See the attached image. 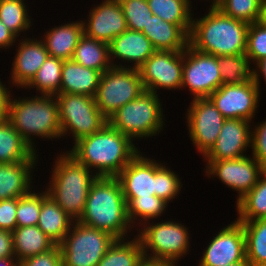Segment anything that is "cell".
<instances>
[{
  "mask_svg": "<svg viewBox=\"0 0 266 266\" xmlns=\"http://www.w3.org/2000/svg\"><path fill=\"white\" fill-rule=\"evenodd\" d=\"M74 220L47 194L42 192V206L37 226L59 245L70 231Z\"/></svg>",
  "mask_w": 266,
  "mask_h": 266,
  "instance_id": "obj_26",
  "label": "cell"
},
{
  "mask_svg": "<svg viewBox=\"0 0 266 266\" xmlns=\"http://www.w3.org/2000/svg\"><path fill=\"white\" fill-rule=\"evenodd\" d=\"M221 85L217 56L198 51L189 44L183 51L181 88L189 87L197 99L208 98Z\"/></svg>",
  "mask_w": 266,
  "mask_h": 266,
  "instance_id": "obj_11",
  "label": "cell"
},
{
  "mask_svg": "<svg viewBox=\"0 0 266 266\" xmlns=\"http://www.w3.org/2000/svg\"><path fill=\"white\" fill-rule=\"evenodd\" d=\"M128 207V218L130 224L134 223L135 219L141 217L143 222L141 225L146 224L149 219L160 217L166 211L167 202L163 199L153 195L146 198H125Z\"/></svg>",
  "mask_w": 266,
  "mask_h": 266,
  "instance_id": "obj_37",
  "label": "cell"
},
{
  "mask_svg": "<svg viewBox=\"0 0 266 266\" xmlns=\"http://www.w3.org/2000/svg\"><path fill=\"white\" fill-rule=\"evenodd\" d=\"M227 266H251V264L245 259L237 263L228 264Z\"/></svg>",
  "mask_w": 266,
  "mask_h": 266,
  "instance_id": "obj_53",
  "label": "cell"
},
{
  "mask_svg": "<svg viewBox=\"0 0 266 266\" xmlns=\"http://www.w3.org/2000/svg\"><path fill=\"white\" fill-rule=\"evenodd\" d=\"M20 99L10 100L7 120L34 151L36 150L31 138L33 136L51 140L61 138L59 105L55 96L42 95Z\"/></svg>",
  "mask_w": 266,
  "mask_h": 266,
  "instance_id": "obj_5",
  "label": "cell"
},
{
  "mask_svg": "<svg viewBox=\"0 0 266 266\" xmlns=\"http://www.w3.org/2000/svg\"><path fill=\"white\" fill-rule=\"evenodd\" d=\"M236 207L239 213L237 221L266 219V170L257 184L237 202Z\"/></svg>",
  "mask_w": 266,
  "mask_h": 266,
  "instance_id": "obj_33",
  "label": "cell"
},
{
  "mask_svg": "<svg viewBox=\"0 0 266 266\" xmlns=\"http://www.w3.org/2000/svg\"><path fill=\"white\" fill-rule=\"evenodd\" d=\"M258 23L266 28V0H262Z\"/></svg>",
  "mask_w": 266,
  "mask_h": 266,
  "instance_id": "obj_51",
  "label": "cell"
},
{
  "mask_svg": "<svg viewBox=\"0 0 266 266\" xmlns=\"http://www.w3.org/2000/svg\"><path fill=\"white\" fill-rule=\"evenodd\" d=\"M147 3L154 15L191 33L193 17L190 0H147Z\"/></svg>",
  "mask_w": 266,
  "mask_h": 266,
  "instance_id": "obj_31",
  "label": "cell"
},
{
  "mask_svg": "<svg viewBox=\"0 0 266 266\" xmlns=\"http://www.w3.org/2000/svg\"><path fill=\"white\" fill-rule=\"evenodd\" d=\"M133 141L107 123L101 130L80 138L71 154L98 177H116L140 152Z\"/></svg>",
  "mask_w": 266,
  "mask_h": 266,
  "instance_id": "obj_1",
  "label": "cell"
},
{
  "mask_svg": "<svg viewBox=\"0 0 266 266\" xmlns=\"http://www.w3.org/2000/svg\"><path fill=\"white\" fill-rule=\"evenodd\" d=\"M246 259V237L237 220L222 228L209 242L199 266H227Z\"/></svg>",
  "mask_w": 266,
  "mask_h": 266,
  "instance_id": "obj_16",
  "label": "cell"
},
{
  "mask_svg": "<svg viewBox=\"0 0 266 266\" xmlns=\"http://www.w3.org/2000/svg\"><path fill=\"white\" fill-rule=\"evenodd\" d=\"M19 266H62V255L59 245H55L47 252L19 261Z\"/></svg>",
  "mask_w": 266,
  "mask_h": 266,
  "instance_id": "obj_44",
  "label": "cell"
},
{
  "mask_svg": "<svg viewBox=\"0 0 266 266\" xmlns=\"http://www.w3.org/2000/svg\"><path fill=\"white\" fill-rule=\"evenodd\" d=\"M47 194L73 220L82 215L91 184L98 178L68 152L57 157ZM93 174V175H91Z\"/></svg>",
  "mask_w": 266,
  "mask_h": 266,
  "instance_id": "obj_4",
  "label": "cell"
},
{
  "mask_svg": "<svg viewBox=\"0 0 266 266\" xmlns=\"http://www.w3.org/2000/svg\"><path fill=\"white\" fill-rule=\"evenodd\" d=\"M84 35L83 21L65 23L52 28L44 35L43 43L50 56L71 60L75 48Z\"/></svg>",
  "mask_w": 266,
  "mask_h": 266,
  "instance_id": "obj_25",
  "label": "cell"
},
{
  "mask_svg": "<svg viewBox=\"0 0 266 266\" xmlns=\"http://www.w3.org/2000/svg\"><path fill=\"white\" fill-rule=\"evenodd\" d=\"M122 6L127 27L133 31H142L153 13L147 0H119Z\"/></svg>",
  "mask_w": 266,
  "mask_h": 266,
  "instance_id": "obj_40",
  "label": "cell"
},
{
  "mask_svg": "<svg viewBox=\"0 0 266 266\" xmlns=\"http://www.w3.org/2000/svg\"><path fill=\"white\" fill-rule=\"evenodd\" d=\"M55 97L59 105L61 136L68 135L70 131L74 143L101 130L108 123L98 109L95 97L72 93H60Z\"/></svg>",
  "mask_w": 266,
  "mask_h": 266,
  "instance_id": "obj_9",
  "label": "cell"
},
{
  "mask_svg": "<svg viewBox=\"0 0 266 266\" xmlns=\"http://www.w3.org/2000/svg\"><path fill=\"white\" fill-rule=\"evenodd\" d=\"M42 206V193L30 191L27 195L17 198V227L35 226L38 224Z\"/></svg>",
  "mask_w": 266,
  "mask_h": 266,
  "instance_id": "obj_39",
  "label": "cell"
},
{
  "mask_svg": "<svg viewBox=\"0 0 266 266\" xmlns=\"http://www.w3.org/2000/svg\"><path fill=\"white\" fill-rule=\"evenodd\" d=\"M17 198L0 200V229L13 231L16 221Z\"/></svg>",
  "mask_w": 266,
  "mask_h": 266,
  "instance_id": "obj_45",
  "label": "cell"
},
{
  "mask_svg": "<svg viewBox=\"0 0 266 266\" xmlns=\"http://www.w3.org/2000/svg\"><path fill=\"white\" fill-rule=\"evenodd\" d=\"M72 60L83 67L103 73L112 67L109 57V43L90 38L84 34L75 48Z\"/></svg>",
  "mask_w": 266,
  "mask_h": 266,
  "instance_id": "obj_29",
  "label": "cell"
},
{
  "mask_svg": "<svg viewBox=\"0 0 266 266\" xmlns=\"http://www.w3.org/2000/svg\"><path fill=\"white\" fill-rule=\"evenodd\" d=\"M218 66L223 84H240L254 79V70L250 69L252 61L243 55L217 56Z\"/></svg>",
  "mask_w": 266,
  "mask_h": 266,
  "instance_id": "obj_35",
  "label": "cell"
},
{
  "mask_svg": "<svg viewBox=\"0 0 266 266\" xmlns=\"http://www.w3.org/2000/svg\"><path fill=\"white\" fill-rule=\"evenodd\" d=\"M0 266H19L16 257L0 258Z\"/></svg>",
  "mask_w": 266,
  "mask_h": 266,
  "instance_id": "obj_52",
  "label": "cell"
},
{
  "mask_svg": "<svg viewBox=\"0 0 266 266\" xmlns=\"http://www.w3.org/2000/svg\"><path fill=\"white\" fill-rule=\"evenodd\" d=\"M141 32L155 50L184 51L189 45L190 34L182 26L168 23L154 14Z\"/></svg>",
  "mask_w": 266,
  "mask_h": 266,
  "instance_id": "obj_22",
  "label": "cell"
},
{
  "mask_svg": "<svg viewBox=\"0 0 266 266\" xmlns=\"http://www.w3.org/2000/svg\"><path fill=\"white\" fill-rule=\"evenodd\" d=\"M151 41L141 32L127 29L109 43V57L112 67L114 58L130 63L132 68L139 69L144 62L155 52ZM114 57V58H113Z\"/></svg>",
  "mask_w": 266,
  "mask_h": 266,
  "instance_id": "obj_21",
  "label": "cell"
},
{
  "mask_svg": "<svg viewBox=\"0 0 266 266\" xmlns=\"http://www.w3.org/2000/svg\"><path fill=\"white\" fill-rule=\"evenodd\" d=\"M144 224L138 234L144 258L177 263L189 250L188 229L181 223L163 221L152 225ZM149 249L152 253L148 254ZM153 254V255H152Z\"/></svg>",
  "mask_w": 266,
  "mask_h": 266,
  "instance_id": "obj_10",
  "label": "cell"
},
{
  "mask_svg": "<svg viewBox=\"0 0 266 266\" xmlns=\"http://www.w3.org/2000/svg\"><path fill=\"white\" fill-rule=\"evenodd\" d=\"M36 153L8 120L0 121V163L36 162Z\"/></svg>",
  "mask_w": 266,
  "mask_h": 266,
  "instance_id": "obj_27",
  "label": "cell"
},
{
  "mask_svg": "<svg viewBox=\"0 0 266 266\" xmlns=\"http://www.w3.org/2000/svg\"><path fill=\"white\" fill-rule=\"evenodd\" d=\"M0 20L16 37L31 27L27 7L19 0H0Z\"/></svg>",
  "mask_w": 266,
  "mask_h": 266,
  "instance_id": "obj_36",
  "label": "cell"
},
{
  "mask_svg": "<svg viewBox=\"0 0 266 266\" xmlns=\"http://www.w3.org/2000/svg\"><path fill=\"white\" fill-rule=\"evenodd\" d=\"M16 36L0 20V48H8L14 45Z\"/></svg>",
  "mask_w": 266,
  "mask_h": 266,
  "instance_id": "obj_48",
  "label": "cell"
},
{
  "mask_svg": "<svg viewBox=\"0 0 266 266\" xmlns=\"http://www.w3.org/2000/svg\"><path fill=\"white\" fill-rule=\"evenodd\" d=\"M125 198L156 196V161L140 152L116 176Z\"/></svg>",
  "mask_w": 266,
  "mask_h": 266,
  "instance_id": "obj_19",
  "label": "cell"
},
{
  "mask_svg": "<svg viewBox=\"0 0 266 266\" xmlns=\"http://www.w3.org/2000/svg\"><path fill=\"white\" fill-rule=\"evenodd\" d=\"M256 66L258 67V69H254V82L256 83L257 87L259 88V77L261 75H259V72L262 73V76L264 77V80L266 82V57L262 58L261 60L256 62ZM259 70V71H258Z\"/></svg>",
  "mask_w": 266,
  "mask_h": 266,
  "instance_id": "obj_49",
  "label": "cell"
},
{
  "mask_svg": "<svg viewBox=\"0 0 266 266\" xmlns=\"http://www.w3.org/2000/svg\"><path fill=\"white\" fill-rule=\"evenodd\" d=\"M206 174L217 176L228 187L238 191L237 202L258 182L265 169L247 156L228 160H207Z\"/></svg>",
  "mask_w": 266,
  "mask_h": 266,
  "instance_id": "obj_15",
  "label": "cell"
},
{
  "mask_svg": "<svg viewBox=\"0 0 266 266\" xmlns=\"http://www.w3.org/2000/svg\"><path fill=\"white\" fill-rule=\"evenodd\" d=\"M259 88L254 80L240 84H223L208 98L226 119L252 121L259 106Z\"/></svg>",
  "mask_w": 266,
  "mask_h": 266,
  "instance_id": "obj_12",
  "label": "cell"
},
{
  "mask_svg": "<svg viewBox=\"0 0 266 266\" xmlns=\"http://www.w3.org/2000/svg\"><path fill=\"white\" fill-rule=\"evenodd\" d=\"M145 91L139 69L116 65L103 72L95 95L100 112L109 119Z\"/></svg>",
  "mask_w": 266,
  "mask_h": 266,
  "instance_id": "obj_7",
  "label": "cell"
},
{
  "mask_svg": "<svg viewBox=\"0 0 266 266\" xmlns=\"http://www.w3.org/2000/svg\"><path fill=\"white\" fill-rule=\"evenodd\" d=\"M186 114L190 140L204 156L215 144L226 118L209 98H193Z\"/></svg>",
  "mask_w": 266,
  "mask_h": 266,
  "instance_id": "obj_13",
  "label": "cell"
},
{
  "mask_svg": "<svg viewBox=\"0 0 266 266\" xmlns=\"http://www.w3.org/2000/svg\"><path fill=\"white\" fill-rule=\"evenodd\" d=\"M139 266H177V263L162 260H152L144 258Z\"/></svg>",
  "mask_w": 266,
  "mask_h": 266,
  "instance_id": "obj_50",
  "label": "cell"
},
{
  "mask_svg": "<svg viewBox=\"0 0 266 266\" xmlns=\"http://www.w3.org/2000/svg\"><path fill=\"white\" fill-rule=\"evenodd\" d=\"M146 91L157 94L158 88L180 89L183 51L156 50L139 68Z\"/></svg>",
  "mask_w": 266,
  "mask_h": 266,
  "instance_id": "obj_14",
  "label": "cell"
},
{
  "mask_svg": "<svg viewBox=\"0 0 266 266\" xmlns=\"http://www.w3.org/2000/svg\"><path fill=\"white\" fill-rule=\"evenodd\" d=\"M102 72L83 67L71 60H64L60 93H72L95 97Z\"/></svg>",
  "mask_w": 266,
  "mask_h": 266,
  "instance_id": "obj_23",
  "label": "cell"
},
{
  "mask_svg": "<svg viewBox=\"0 0 266 266\" xmlns=\"http://www.w3.org/2000/svg\"><path fill=\"white\" fill-rule=\"evenodd\" d=\"M36 162L0 163V200L20 198L31 189V172Z\"/></svg>",
  "mask_w": 266,
  "mask_h": 266,
  "instance_id": "obj_24",
  "label": "cell"
},
{
  "mask_svg": "<svg viewBox=\"0 0 266 266\" xmlns=\"http://www.w3.org/2000/svg\"><path fill=\"white\" fill-rule=\"evenodd\" d=\"M12 63L11 82L17 87H25L35 76L49 56L42 40H21Z\"/></svg>",
  "mask_w": 266,
  "mask_h": 266,
  "instance_id": "obj_20",
  "label": "cell"
},
{
  "mask_svg": "<svg viewBox=\"0 0 266 266\" xmlns=\"http://www.w3.org/2000/svg\"><path fill=\"white\" fill-rule=\"evenodd\" d=\"M15 257L12 232L0 229V258Z\"/></svg>",
  "mask_w": 266,
  "mask_h": 266,
  "instance_id": "obj_46",
  "label": "cell"
},
{
  "mask_svg": "<svg viewBox=\"0 0 266 266\" xmlns=\"http://www.w3.org/2000/svg\"><path fill=\"white\" fill-rule=\"evenodd\" d=\"M0 81V121L7 120L9 111V102L11 100L10 91Z\"/></svg>",
  "mask_w": 266,
  "mask_h": 266,
  "instance_id": "obj_47",
  "label": "cell"
},
{
  "mask_svg": "<svg viewBox=\"0 0 266 266\" xmlns=\"http://www.w3.org/2000/svg\"><path fill=\"white\" fill-rule=\"evenodd\" d=\"M262 0H224L218 9L226 16L248 24L259 20Z\"/></svg>",
  "mask_w": 266,
  "mask_h": 266,
  "instance_id": "obj_38",
  "label": "cell"
},
{
  "mask_svg": "<svg viewBox=\"0 0 266 266\" xmlns=\"http://www.w3.org/2000/svg\"><path fill=\"white\" fill-rule=\"evenodd\" d=\"M180 190L181 182L178 175L156 161V196L169 203L179 195Z\"/></svg>",
  "mask_w": 266,
  "mask_h": 266,
  "instance_id": "obj_41",
  "label": "cell"
},
{
  "mask_svg": "<svg viewBox=\"0 0 266 266\" xmlns=\"http://www.w3.org/2000/svg\"><path fill=\"white\" fill-rule=\"evenodd\" d=\"M245 54L254 63L266 57V28L258 22L249 24Z\"/></svg>",
  "mask_w": 266,
  "mask_h": 266,
  "instance_id": "obj_42",
  "label": "cell"
},
{
  "mask_svg": "<svg viewBox=\"0 0 266 266\" xmlns=\"http://www.w3.org/2000/svg\"><path fill=\"white\" fill-rule=\"evenodd\" d=\"M158 94L144 91L140 96L119 108L108 123L122 134L133 138H146L159 134L163 128L162 104Z\"/></svg>",
  "mask_w": 266,
  "mask_h": 266,
  "instance_id": "obj_6",
  "label": "cell"
},
{
  "mask_svg": "<svg viewBox=\"0 0 266 266\" xmlns=\"http://www.w3.org/2000/svg\"><path fill=\"white\" fill-rule=\"evenodd\" d=\"M212 1V0H211ZM224 0H213L212 5L210 6L211 8H218L219 5L223 2Z\"/></svg>",
  "mask_w": 266,
  "mask_h": 266,
  "instance_id": "obj_54",
  "label": "cell"
},
{
  "mask_svg": "<svg viewBox=\"0 0 266 266\" xmlns=\"http://www.w3.org/2000/svg\"><path fill=\"white\" fill-rule=\"evenodd\" d=\"M209 10L203 18L192 19L189 44L214 56L245 54L249 24L226 16L218 8Z\"/></svg>",
  "mask_w": 266,
  "mask_h": 266,
  "instance_id": "obj_3",
  "label": "cell"
},
{
  "mask_svg": "<svg viewBox=\"0 0 266 266\" xmlns=\"http://www.w3.org/2000/svg\"><path fill=\"white\" fill-rule=\"evenodd\" d=\"M128 241L116 239L97 266H139L144 259L141 242L138 237Z\"/></svg>",
  "mask_w": 266,
  "mask_h": 266,
  "instance_id": "obj_30",
  "label": "cell"
},
{
  "mask_svg": "<svg viewBox=\"0 0 266 266\" xmlns=\"http://www.w3.org/2000/svg\"><path fill=\"white\" fill-rule=\"evenodd\" d=\"M253 131H251L252 158L266 170V120L255 125Z\"/></svg>",
  "mask_w": 266,
  "mask_h": 266,
  "instance_id": "obj_43",
  "label": "cell"
},
{
  "mask_svg": "<svg viewBox=\"0 0 266 266\" xmlns=\"http://www.w3.org/2000/svg\"><path fill=\"white\" fill-rule=\"evenodd\" d=\"M246 237V260L251 266H266V219L238 221Z\"/></svg>",
  "mask_w": 266,
  "mask_h": 266,
  "instance_id": "obj_32",
  "label": "cell"
},
{
  "mask_svg": "<svg viewBox=\"0 0 266 266\" xmlns=\"http://www.w3.org/2000/svg\"><path fill=\"white\" fill-rule=\"evenodd\" d=\"M250 121L245 119H226L215 144L204 155L206 160H228L246 156L251 146ZM245 151V152H244Z\"/></svg>",
  "mask_w": 266,
  "mask_h": 266,
  "instance_id": "obj_18",
  "label": "cell"
},
{
  "mask_svg": "<svg viewBox=\"0 0 266 266\" xmlns=\"http://www.w3.org/2000/svg\"><path fill=\"white\" fill-rule=\"evenodd\" d=\"M12 237L18 261L47 252L56 245L37 225L16 227Z\"/></svg>",
  "mask_w": 266,
  "mask_h": 266,
  "instance_id": "obj_28",
  "label": "cell"
},
{
  "mask_svg": "<svg viewBox=\"0 0 266 266\" xmlns=\"http://www.w3.org/2000/svg\"><path fill=\"white\" fill-rule=\"evenodd\" d=\"M63 62L64 60L49 55L33 79L24 88L34 87L41 95L56 96L60 94Z\"/></svg>",
  "mask_w": 266,
  "mask_h": 266,
  "instance_id": "obj_34",
  "label": "cell"
},
{
  "mask_svg": "<svg viewBox=\"0 0 266 266\" xmlns=\"http://www.w3.org/2000/svg\"><path fill=\"white\" fill-rule=\"evenodd\" d=\"M73 223L59 244L62 266H97L116 238L78 221Z\"/></svg>",
  "mask_w": 266,
  "mask_h": 266,
  "instance_id": "obj_8",
  "label": "cell"
},
{
  "mask_svg": "<svg viewBox=\"0 0 266 266\" xmlns=\"http://www.w3.org/2000/svg\"><path fill=\"white\" fill-rule=\"evenodd\" d=\"M84 34L106 43L128 29L119 0H104L90 10L88 22H83Z\"/></svg>",
  "mask_w": 266,
  "mask_h": 266,
  "instance_id": "obj_17",
  "label": "cell"
},
{
  "mask_svg": "<svg viewBox=\"0 0 266 266\" xmlns=\"http://www.w3.org/2000/svg\"><path fill=\"white\" fill-rule=\"evenodd\" d=\"M78 222L108 232L116 239H125L128 229L132 228L127 202L116 177H98L91 184Z\"/></svg>",
  "mask_w": 266,
  "mask_h": 266,
  "instance_id": "obj_2",
  "label": "cell"
}]
</instances>
